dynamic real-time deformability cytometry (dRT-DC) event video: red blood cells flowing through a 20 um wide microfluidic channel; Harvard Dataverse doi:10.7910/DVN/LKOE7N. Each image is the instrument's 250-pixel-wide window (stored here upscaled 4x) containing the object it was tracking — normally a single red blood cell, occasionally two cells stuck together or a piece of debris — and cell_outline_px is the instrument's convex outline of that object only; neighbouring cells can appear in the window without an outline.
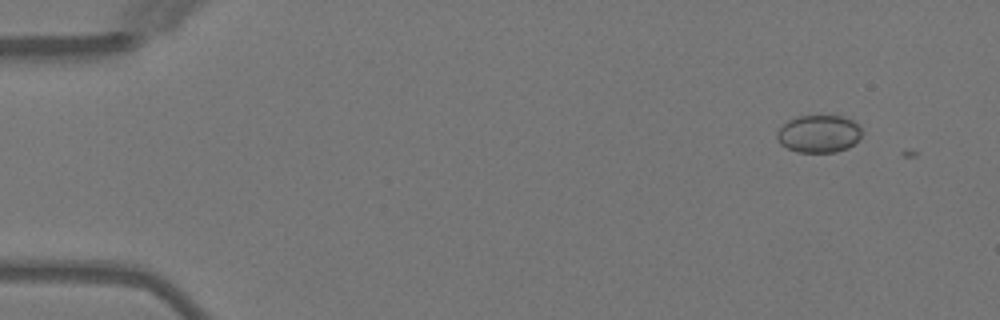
{"species": "Egyptian fruit bat (a non-hibernating species)", "species_latin": "Rousettus aegyptiacus", "temperature_condition": "warm", "stored_images_in_passage": 2, "camera_frame_rate_fps": 3000, "um_per_image_px": 0.085, "animal": {"sex": "female"}, "frame": {"image": 1, "passage_image": 1, "time_ms": 0.0, "image_size_px": [1000, 320], "cell_outline_px": [[860, 136], [848, 148], [836, 152], [796, 152], [780, 144], [776, 136], [776, 132], [788, 120], [796, 116], [844, 116], [852, 120], [860, 128]], "centroid_in_image_um": [69.56, 11.37], "position_along_channel_um": 15.4, "area_um2": 18.44}}